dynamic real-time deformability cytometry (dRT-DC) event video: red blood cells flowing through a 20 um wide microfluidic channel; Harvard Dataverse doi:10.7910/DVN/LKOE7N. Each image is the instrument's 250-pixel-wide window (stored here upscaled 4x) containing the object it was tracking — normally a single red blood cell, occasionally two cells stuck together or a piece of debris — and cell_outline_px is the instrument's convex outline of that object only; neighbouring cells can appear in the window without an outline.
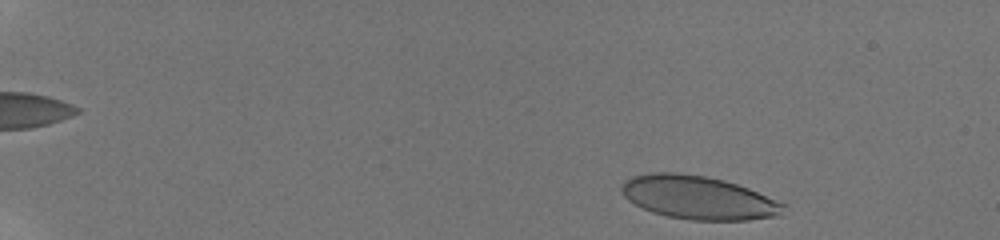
{"species": "human", "species_latin": "Homo sapiens", "temperature_condition": "room temperature", "stored_images_in_passage": 48, "camera_frame_rate_fps": 3000, "um_per_image_px": 0.085, "donor": {"sex": "male"}, "frame": {"image": 1, "passage_image": 1, "time_ms": 0.0, "image_size_px": [1000, 240], "cell_outline_px": [[788, 204], [784, 216], [748, 220], [688, 220], [668, 216], [652, 212], [628, 200], [624, 196], [620, 188], [624, 180], [632, 176], [652, 172], [672, 172], [704, 176], [724, 180], [748, 188]], "centroid_in_image_um": [59.42, 16.81], "position_along_channel_um": 25.6, "area_um2": 41.27}}
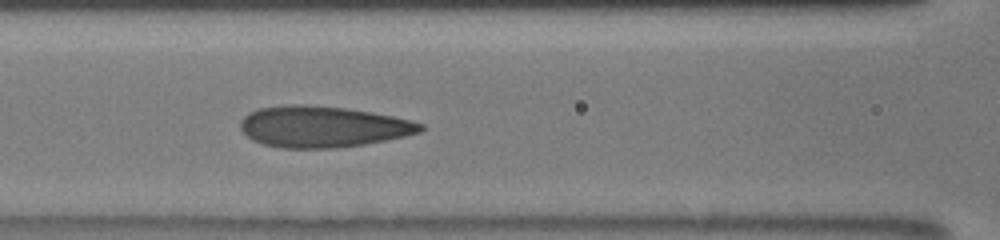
{"frame": {"image": 2, "passage_image": 18, "time_ms": 6.667, "image_size_px": [1000, 240], "cell_outline_px": [[424, 128], [420, 132], [404, 136], [364, 144], [336, 148], [284, 148], [264, 144], [252, 140], [240, 128], [240, 120], [248, 112], [260, 108], [284, 104], [300, 104], [348, 108], [372, 112], [412, 120], [424, 124]], "centroid_in_image_um": [27.42, 10.76], "position_along_channel_um": 139.2, "area_um2": 43.29}}
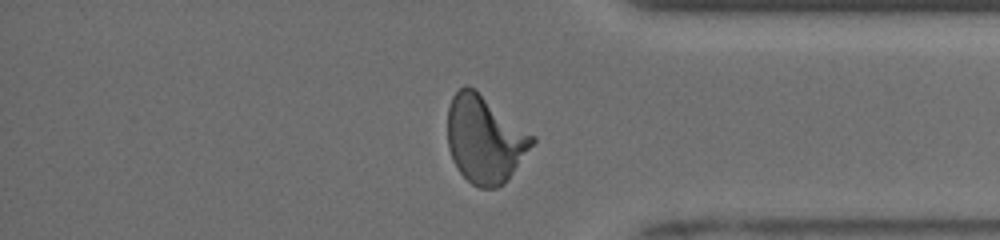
{"frame": {"image": 3, "passage_image": 39, "time_ms": 13.333, "image_size_px": [1000, 240], "cell_outline_px": [[536, 140], [504, 184], [496, 188], [480, 188], [472, 184], [456, 168], [452, 160], [448, 148], [448, 108], [452, 96], [464, 84], [468, 84], [536, 136]], "centroid_in_image_um": [41.19, 11.83], "position_along_channel_um": 394.0, "area_um2": 43.0}, "authors_computed_cell_mechanics": {"area_um2": 41.7605, "velocity_mm_per_s": 3.9121, "shape_relaxation_time_tau1_ms": 4.9278, "shape_relaxation_time_tau2_ms": 0.745, "deformation_change_tau1": 0.2087, "deformation_change_tau2": 0.0718}}